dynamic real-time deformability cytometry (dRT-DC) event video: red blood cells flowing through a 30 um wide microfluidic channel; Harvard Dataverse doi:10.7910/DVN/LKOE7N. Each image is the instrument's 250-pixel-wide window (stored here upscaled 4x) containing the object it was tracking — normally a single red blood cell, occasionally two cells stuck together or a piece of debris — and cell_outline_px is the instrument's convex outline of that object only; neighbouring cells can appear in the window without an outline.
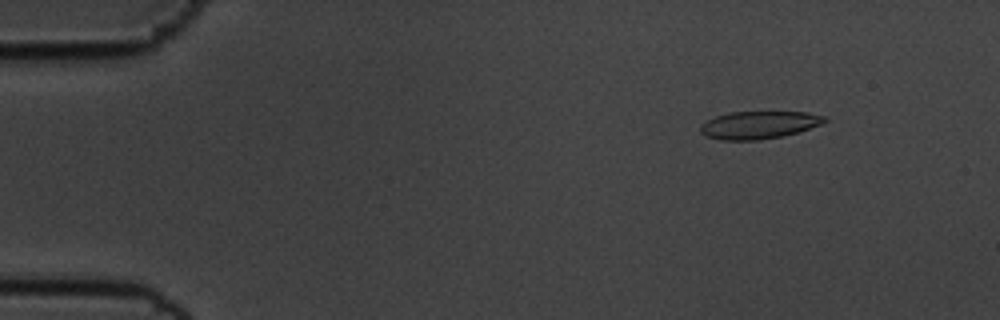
{"species": "common noctule bat (a hibernating species)", "species_latin": "Nyctalus noctula", "temperature_condition": "cold", "stored_images_in_passage": 53, "camera_frame_rate_fps": 3000, "um_per_image_px": 0.085, "animal": {"sex": "male", "body_mass_g": 19.5, "forearm_length_mm": 54.6}, "frame": {"image": 1, "passage_image": 4, "time_ms": 1.0, "image_size_px": [1000, 320], "cell_outline_px": [[828, 120], [820, 124], [800, 132], [784, 136], [760, 140], [720, 140], [708, 136], [700, 132], [700, 124], [716, 116], [728, 112], [808, 112], [824, 116]], "centroid_in_image_um": [64.51, 10.62], "position_along_channel_um": 20.5, "area_um2": 20.06}}
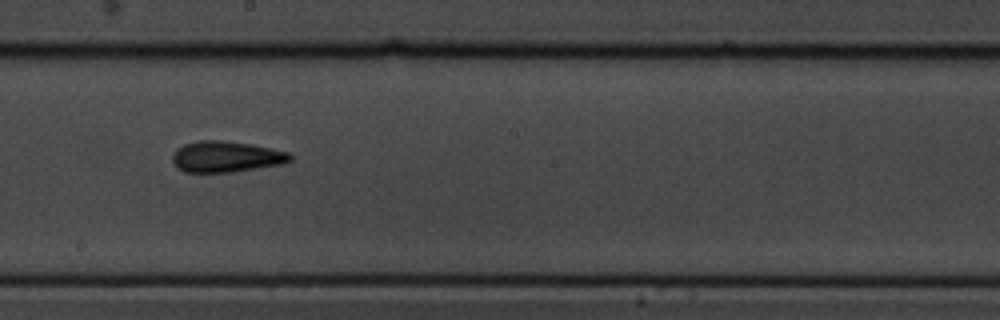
{"frame": {"image": 2, "passage_image": 29, "time_ms": 9.333, "image_size_px": [1000, 320], "cell_outline_px": [[292, 160], [284, 164], [232, 172], [184, 172], [176, 168], [172, 160], [172, 156], [176, 148], [184, 144], [200, 140], [220, 140], [248, 144], [288, 152], [292, 156]], "centroid_in_image_um": [19.19, 13.33], "position_along_channel_um": 229.0, "area_um2": 21.27}}
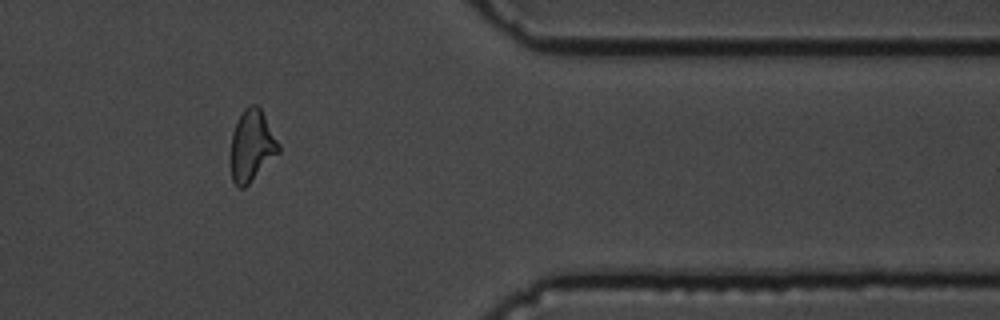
{"frame": {"image": 3, "passage_image": 44, "time_ms": 14.333, "image_size_px": [1000, 320], "cell_outline_px": [[280, 152], [244, 188], [236, 188], [232, 180], [232, 132], [244, 108], [252, 104], [256, 104], [260, 108], [280, 144]], "centroid_in_image_um": [21.42, 12.4], "position_along_channel_um": 390.0, "area_um2": 19.59}, "authors_computed_cell_mechanics": {"area_um2": 20.4034, "velocity_mm_per_s": 3.5761, "shape_relaxation_time_tau1_ms": 5.7334, "shape_relaxation_time_tau2_ms": 4.064, "deformation_change_tau1": 0.1577, "deformation_change_tau2": 0.1412}}